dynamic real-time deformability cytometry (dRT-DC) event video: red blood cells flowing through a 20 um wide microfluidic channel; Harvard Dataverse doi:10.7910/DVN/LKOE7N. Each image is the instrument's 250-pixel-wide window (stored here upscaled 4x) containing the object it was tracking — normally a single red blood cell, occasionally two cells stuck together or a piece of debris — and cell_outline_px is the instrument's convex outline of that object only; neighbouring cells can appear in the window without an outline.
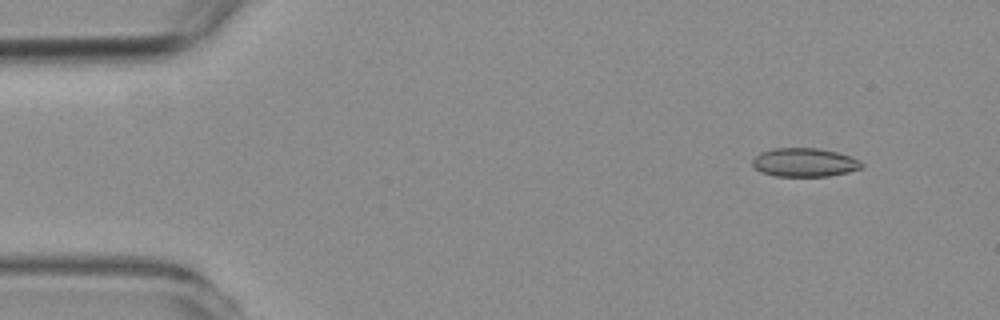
{"species": "common noctule bat (a hibernating species)", "species_latin": "Nyctalus noctula", "temperature_condition": "room temperature", "stored_images_in_passage": 58, "camera_frame_rate_fps": 3000, "um_per_image_px": 0.085, "animal": {"sex": "female", "body_mass_g": 19.3, "forearm_length_mm": 54.1}, "frame": {"image": 1, "passage_image": 6, "time_ms": 1.667, "image_size_px": [1000, 320], "cell_outline_px": [[864, 164], [860, 168], [828, 176], [776, 176], [760, 172], [752, 164], [752, 160], [760, 152], [776, 148], [816, 148], [836, 152], [852, 156], [860, 160]], "centroid_in_image_um": [68.37, 13.8], "position_along_channel_um": 16.6, "area_um2": 18.09}}
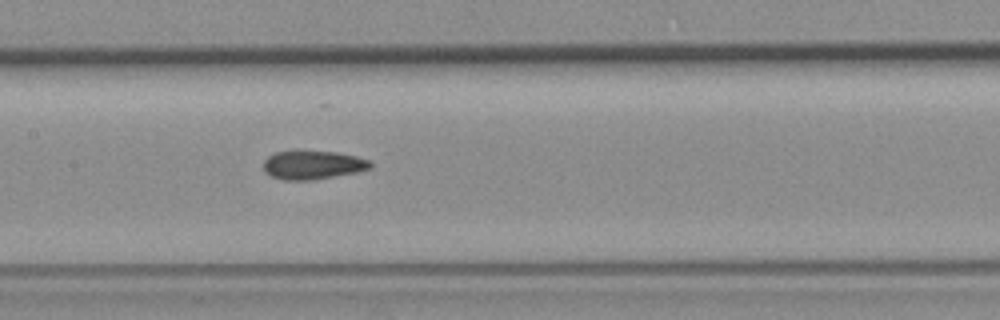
{"frame": {"image": 2, "passage_image": 28, "time_ms": 9.0, "image_size_px": [1000, 320], "cell_outline_px": [[372, 168], [356, 172], [312, 180], [284, 180], [272, 176], [264, 172], [264, 160], [268, 156], [276, 152], [296, 148], [336, 152], [356, 156], [372, 160]], "centroid_in_image_um": [26.57, 13.97], "position_along_channel_um": 180.8, "area_um2": 18.5}}
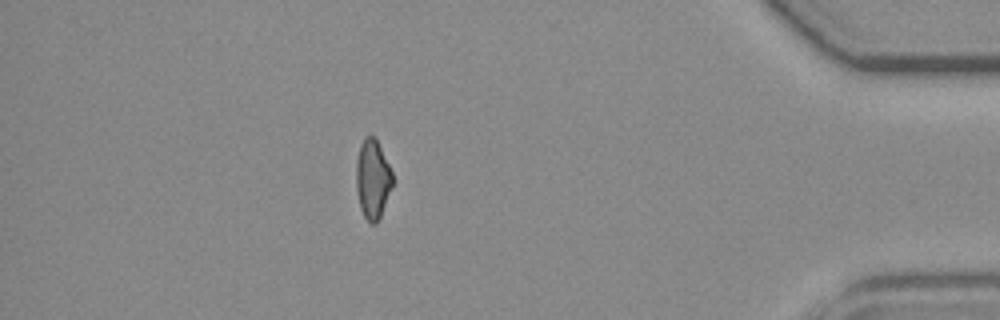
{"frame": {"image": 3, "passage_image": 51, "time_ms": 16.667, "image_size_px": [1000, 320], "cell_outline_px": [[392, 184], [380, 216], [376, 224], [372, 224], [364, 216], [360, 208], [356, 188], [356, 160], [360, 144], [364, 136], [376, 136], [392, 172]], "centroid_in_image_um": [31.65, 15.17], "position_along_channel_um": 403.5, "area_um2": 16.7}, "authors_computed_cell_mechanics": {"area_um2": 18.0336, "velocity_mm_per_s": 3.5626, "shape_relaxation_time_tau1_ms": null, "shape_relaxation_time_tau2_ms": 3.6076, "deformation_change_tau1": null, "deformation_change_tau2": 0.0869}}